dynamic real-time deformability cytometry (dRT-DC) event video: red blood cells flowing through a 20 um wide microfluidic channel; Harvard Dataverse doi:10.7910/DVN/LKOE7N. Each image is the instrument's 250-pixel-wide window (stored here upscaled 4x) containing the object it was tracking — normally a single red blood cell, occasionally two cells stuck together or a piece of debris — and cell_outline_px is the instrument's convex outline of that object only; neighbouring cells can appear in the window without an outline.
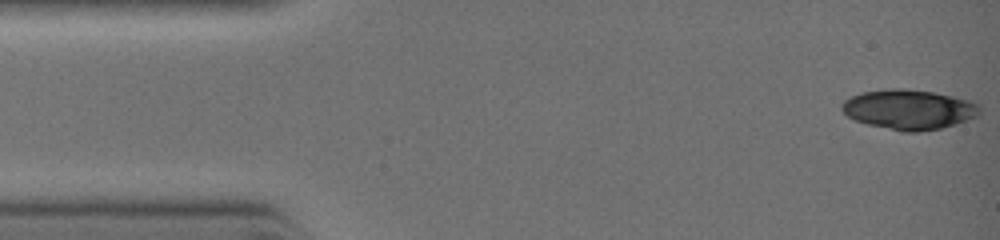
{"species": "common noctule bat (a hibernating species)", "species_latin": "Nyctalus noctula", "temperature_condition": "warm", "stored_images_in_passage": 4, "camera_frame_rate_fps": 3000, "um_per_image_px": 0.085, "animal": {"sex": "female", "body_mass_g": 19.0, "forearm_length_mm": 51.5}, "frame": {"image": 1, "passage_image": 1, "time_ms": 0.0, "image_size_px": [1000, 240], "cell_outline_px": [[980, 112], [976, 116], [956, 124], [940, 128], [920, 132], [904, 132], [868, 124], [856, 120], [848, 116], [840, 108], [840, 104], [844, 100], [860, 92], [888, 88], [908, 88], [932, 92], [972, 100], [980, 104]], "centroid_in_image_um": [77.26, 9.29], "position_along_channel_um": 7.7, "area_um2": 32.19}}